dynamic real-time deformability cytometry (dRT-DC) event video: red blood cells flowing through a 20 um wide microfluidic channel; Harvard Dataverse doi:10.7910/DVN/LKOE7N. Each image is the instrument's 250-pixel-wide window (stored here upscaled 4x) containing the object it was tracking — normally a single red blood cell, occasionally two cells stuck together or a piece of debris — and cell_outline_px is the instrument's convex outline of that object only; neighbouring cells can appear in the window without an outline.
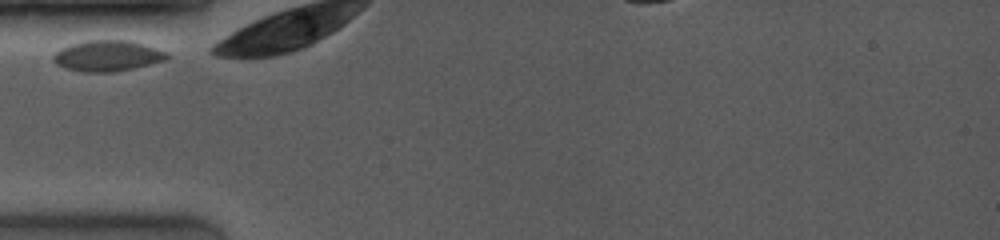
{"species": "common noctule bat (a hibernating species)", "species_latin": "Nyctalus noctula", "temperature_condition": "room temperature", "stored_images_in_passage": 23, "camera_frame_rate_fps": 4000, "um_per_image_px": 0.085, "animal": {"sex": "female", "body_mass_g": 19.0, "forearm_length_mm": 53.3}, "frame": {"image": 1, "passage_image": 1, "time_ms": 0.0, "image_size_px": [1000, 240], "cell_outline_px": [[168, 56], [164, 60], [132, 68], [112, 72], [84, 72], [64, 68], [56, 64], [52, 60], [52, 56], [60, 48], [72, 44], [88, 40], [128, 40], [144, 44], [168, 52]], "centroid_in_image_um": [9.09, 4.74], "position_along_channel_um": 75.9, "area_um2": 20.29}}